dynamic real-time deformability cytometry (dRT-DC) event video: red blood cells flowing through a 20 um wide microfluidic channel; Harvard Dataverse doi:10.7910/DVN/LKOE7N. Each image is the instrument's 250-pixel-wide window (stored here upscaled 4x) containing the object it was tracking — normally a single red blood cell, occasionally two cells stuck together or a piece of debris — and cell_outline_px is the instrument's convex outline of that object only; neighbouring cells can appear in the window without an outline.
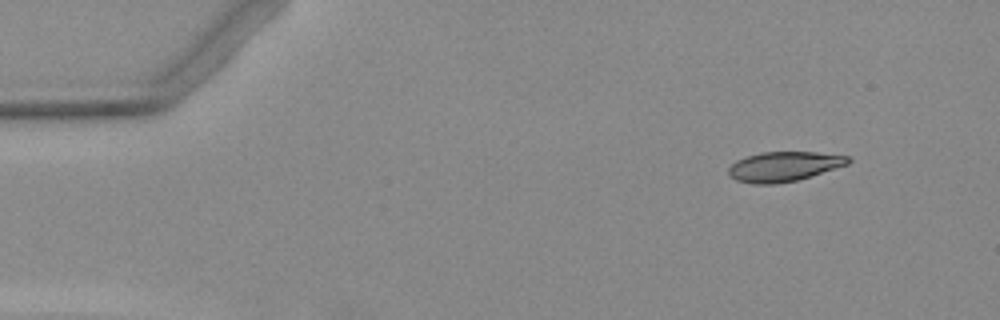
{"species": "Egyptian fruit bat (a non-hibernating species)", "species_latin": "Rousettus aegyptiacus", "temperature_condition": "warm", "stored_images_in_passage": 4, "camera_frame_rate_fps": 3000, "um_per_image_px": 0.085, "animal": {"sex": "female"}, "frame": {"image": 1, "passage_image": 1, "time_ms": 0.0, "image_size_px": [1000, 320], "cell_outline_px": [[852, 160], [848, 164], [796, 180], [776, 184], [752, 184], [736, 180], [728, 172], [728, 168], [736, 160], [748, 156], [764, 152], [816, 152], [848, 156]], "centroid_in_image_um": [66.62, 14.15], "position_along_channel_um": 18.4, "area_um2": 20.46}}
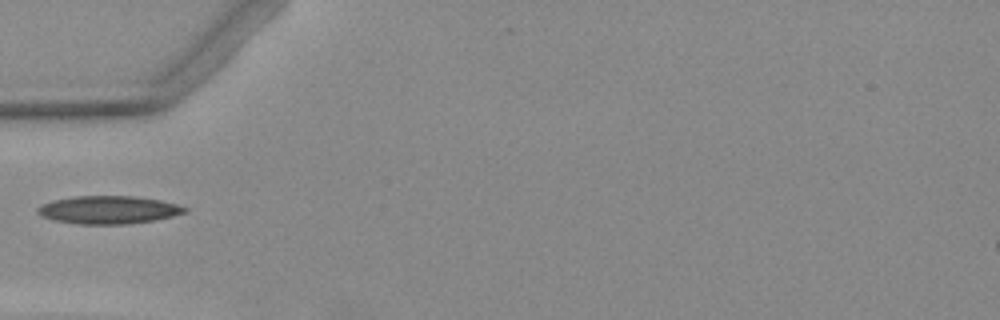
{"frame": {"image": 2, "passage_image": 4, "time_ms": 4.0, "image_size_px": [1000, 320], "cell_outline_px": [[188, 212], [172, 216], [152, 220], [128, 224], [76, 224], [56, 220], [40, 216], [36, 212], [36, 208], [40, 204], [52, 200], [72, 196], [136, 196], [160, 200], [176, 204], [188, 208]], "centroid_in_image_um": [9.18, 17.83], "position_along_channel_um": 75.8, "area_um2": 24.1}}